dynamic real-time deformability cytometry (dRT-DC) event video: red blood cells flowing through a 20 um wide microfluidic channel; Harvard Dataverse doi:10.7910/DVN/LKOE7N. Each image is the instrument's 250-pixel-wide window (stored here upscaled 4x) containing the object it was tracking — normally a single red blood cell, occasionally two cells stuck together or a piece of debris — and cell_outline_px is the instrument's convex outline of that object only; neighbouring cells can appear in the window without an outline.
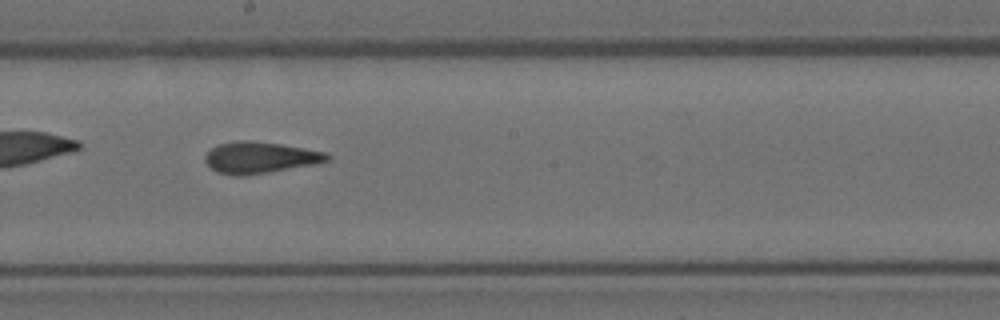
{"species": "Egyptian fruit bat (a non-hibernating species)", "species_latin": "Rousettus aegyptiacus", "temperature_condition": "room temperature", "stored_images_in_passage": 36, "camera_frame_rate_fps": 3000, "um_per_image_px": 0.085, "animal": {"sex": "female"}, "frame": {"image": 1, "passage_image": 21, "time_ms": 6.667, "image_size_px": [1000, 320], "cell_outline_px": [[332, 156], [328, 160], [316, 164], [244, 176], [232, 176], [216, 172], [204, 160], [204, 156], [216, 144], [240, 140], [252, 140], [280, 144], [328, 152]], "centroid_in_image_um": [22.1, 13.39], "position_along_channel_um": 226.1, "area_um2": 22.54}}